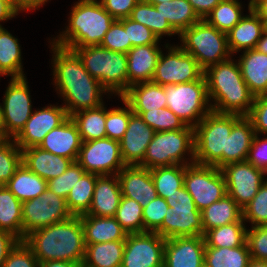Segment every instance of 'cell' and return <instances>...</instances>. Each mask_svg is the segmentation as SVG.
Instances as JSON below:
<instances>
[{
    "mask_svg": "<svg viewBox=\"0 0 267 267\" xmlns=\"http://www.w3.org/2000/svg\"><path fill=\"white\" fill-rule=\"evenodd\" d=\"M53 76L56 90L64 98L63 106L68 115L97 108L103 104L102 93L108 92L84 68L81 59L71 49L52 42Z\"/></svg>",
    "mask_w": 267,
    "mask_h": 267,
    "instance_id": "6da1fadb",
    "label": "cell"
},
{
    "mask_svg": "<svg viewBox=\"0 0 267 267\" xmlns=\"http://www.w3.org/2000/svg\"><path fill=\"white\" fill-rule=\"evenodd\" d=\"M24 242L32 249L39 263L67 261L82 265L85 256V240L79 216L36 229Z\"/></svg>",
    "mask_w": 267,
    "mask_h": 267,
    "instance_id": "7a4b0ae2",
    "label": "cell"
},
{
    "mask_svg": "<svg viewBox=\"0 0 267 267\" xmlns=\"http://www.w3.org/2000/svg\"><path fill=\"white\" fill-rule=\"evenodd\" d=\"M212 111L248 116L255 96L245 83L239 63L229 58L204 70Z\"/></svg>",
    "mask_w": 267,
    "mask_h": 267,
    "instance_id": "3957f363",
    "label": "cell"
},
{
    "mask_svg": "<svg viewBox=\"0 0 267 267\" xmlns=\"http://www.w3.org/2000/svg\"><path fill=\"white\" fill-rule=\"evenodd\" d=\"M70 12L66 30L52 41L66 49L100 45L115 19L97 0H79Z\"/></svg>",
    "mask_w": 267,
    "mask_h": 267,
    "instance_id": "277c9868",
    "label": "cell"
},
{
    "mask_svg": "<svg viewBox=\"0 0 267 267\" xmlns=\"http://www.w3.org/2000/svg\"><path fill=\"white\" fill-rule=\"evenodd\" d=\"M242 116L210 111L194 127V163L222 168L227 137Z\"/></svg>",
    "mask_w": 267,
    "mask_h": 267,
    "instance_id": "5b68a950",
    "label": "cell"
},
{
    "mask_svg": "<svg viewBox=\"0 0 267 267\" xmlns=\"http://www.w3.org/2000/svg\"><path fill=\"white\" fill-rule=\"evenodd\" d=\"M84 68L101 85L122 96L128 90L127 54L108 50L100 45L72 48Z\"/></svg>",
    "mask_w": 267,
    "mask_h": 267,
    "instance_id": "8992f818",
    "label": "cell"
},
{
    "mask_svg": "<svg viewBox=\"0 0 267 267\" xmlns=\"http://www.w3.org/2000/svg\"><path fill=\"white\" fill-rule=\"evenodd\" d=\"M186 152H190L191 163H186L183 157ZM194 152L193 127L186 126L180 130L155 132L152 141L147 146L143 162L139 166L152 169L163 166L190 165L194 163Z\"/></svg>",
    "mask_w": 267,
    "mask_h": 267,
    "instance_id": "52a82bcc",
    "label": "cell"
},
{
    "mask_svg": "<svg viewBox=\"0 0 267 267\" xmlns=\"http://www.w3.org/2000/svg\"><path fill=\"white\" fill-rule=\"evenodd\" d=\"M178 36L183 43L180 47L191 54L203 70L231 57L226 33L217 30L206 20L198 21Z\"/></svg>",
    "mask_w": 267,
    "mask_h": 267,
    "instance_id": "ba28073f",
    "label": "cell"
},
{
    "mask_svg": "<svg viewBox=\"0 0 267 267\" xmlns=\"http://www.w3.org/2000/svg\"><path fill=\"white\" fill-rule=\"evenodd\" d=\"M167 108L175 113L186 126L195 127L210 111L208 90L204 75L188 83L164 86ZM208 106V107H207Z\"/></svg>",
    "mask_w": 267,
    "mask_h": 267,
    "instance_id": "9c48e42d",
    "label": "cell"
},
{
    "mask_svg": "<svg viewBox=\"0 0 267 267\" xmlns=\"http://www.w3.org/2000/svg\"><path fill=\"white\" fill-rule=\"evenodd\" d=\"M166 202L169 208L155 233L164 239L204 235L202 214L184 186L168 196Z\"/></svg>",
    "mask_w": 267,
    "mask_h": 267,
    "instance_id": "30bf717a",
    "label": "cell"
},
{
    "mask_svg": "<svg viewBox=\"0 0 267 267\" xmlns=\"http://www.w3.org/2000/svg\"><path fill=\"white\" fill-rule=\"evenodd\" d=\"M184 187L200 212L227 194L221 169L197 163L185 165Z\"/></svg>",
    "mask_w": 267,
    "mask_h": 267,
    "instance_id": "8fae6325",
    "label": "cell"
},
{
    "mask_svg": "<svg viewBox=\"0 0 267 267\" xmlns=\"http://www.w3.org/2000/svg\"><path fill=\"white\" fill-rule=\"evenodd\" d=\"M72 216L66 199L46 188L39 197L22 202L23 241L32 231L65 221Z\"/></svg>",
    "mask_w": 267,
    "mask_h": 267,
    "instance_id": "7c38bea8",
    "label": "cell"
},
{
    "mask_svg": "<svg viewBox=\"0 0 267 267\" xmlns=\"http://www.w3.org/2000/svg\"><path fill=\"white\" fill-rule=\"evenodd\" d=\"M87 172L96 175H117L126 166L120 142L108 137L82 142L76 160Z\"/></svg>",
    "mask_w": 267,
    "mask_h": 267,
    "instance_id": "4fadbf2b",
    "label": "cell"
},
{
    "mask_svg": "<svg viewBox=\"0 0 267 267\" xmlns=\"http://www.w3.org/2000/svg\"><path fill=\"white\" fill-rule=\"evenodd\" d=\"M168 54L161 52L152 82L162 86L169 84L188 83L199 80L204 75V70L197 60L185 52L180 46H169Z\"/></svg>",
    "mask_w": 267,
    "mask_h": 267,
    "instance_id": "5bb4252c",
    "label": "cell"
},
{
    "mask_svg": "<svg viewBox=\"0 0 267 267\" xmlns=\"http://www.w3.org/2000/svg\"><path fill=\"white\" fill-rule=\"evenodd\" d=\"M26 78H11L4 94L2 119L4 138L14 139L32 115L31 97Z\"/></svg>",
    "mask_w": 267,
    "mask_h": 267,
    "instance_id": "9a60e30c",
    "label": "cell"
},
{
    "mask_svg": "<svg viewBox=\"0 0 267 267\" xmlns=\"http://www.w3.org/2000/svg\"><path fill=\"white\" fill-rule=\"evenodd\" d=\"M165 241L155 232L127 234L121 267H164Z\"/></svg>",
    "mask_w": 267,
    "mask_h": 267,
    "instance_id": "2e32d148",
    "label": "cell"
},
{
    "mask_svg": "<svg viewBox=\"0 0 267 267\" xmlns=\"http://www.w3.org/2000/svg\"><path fill=\"white\" fill-rule=\"evenodd\" d=\"M227 194L243 209L265 182L267 172L247 161L230 163L221 168Z\"/></svg>",
    "mask_w": 267,
    "mask_h": 267,
    "instance_id": "e0dca14e",
    "label": "cell"
},
{
    "mask_svg": "<svg viewBox=\"0 0 267 267\" xmlns=\"http://www.w3.org/2000/svg\"><path fill=\"white\" fill-rule=\"evenodd\" d=\"M69 117L63 106L50 105L35 110L14 141L21 150L39 146L48 132L59 127Z\"/></svg>",
    "mask_w": 267,
    "mask_h": 267,
    "instance_id": "ac0fdd59",
    "label": "cell"
},
{
    "mask_svg": "<svg viewBox=\"0 0 267 267\" xmlns=\"http://www.w3.org/2000/svg\"><path fill=\"white\" fill-rule=\"evenodd\" d=\"M205 241L203 236H186L166 239L164 267H202Z\"/></svg>",
    "mask_w": 267,
    "mask_h": 267,
    "instance_id": "d6986e66",
    "label": "cell"
},
{
    "mask_svg": "<svg viewBox=\"0 0 267 267\" xmlns=\"http://www.w3.org/2000/svg\"><path fill=\"white\" fill-rule=\"evenodd\" d=\"M155 131L143 118L135 113L130 115L127 130L120 142V151L125 165H140L143 162L147 146Z\"/></svg>",
    "mask_w": 267,
    "mask_h": 267,
    "instance_id": "ffe728a7",
    "label": "cell"
},
{
    "mask_svg": "<svg viewBox=\"0 0 267 267\" xmlns=\"http://www.w3.org/2000/svg\"><path fill=\"white\" fill-rule=\"evenodd\" d=\"M117 176L122 196L135 200L142 207L148 205L158 196L148 168L139 165H126Z\"/></svg>",
    "mask_w": 267,
    "mask_h": 267,
    "instance_id": "44dd1931",
    "label": "cell"
},
{
    "mask_svg": "<svg viewBox=\"0 0 267 267\" xmlns=\"http://www.w3.org/2000/svg\"><path fill=\"white\" fill-rule=\"evenodd\" d=\"M81 144L78 128L69 117L59 127L48 132L38 147L74 162L77 160Z\"/></svg>",
    "mask_w": 267,
    "mask_h": 267,
    "instance_id": "7402d4cb",
    "label": "cell"
},
{
    "mask_svg": "<svg viewBox=\"0 0 267 267\" xmlns=\"http://www.w3.org/2000/svg\"><path fill=\"white\" fill-rule=\"evenodd\" d=\"M161 52L158 45L134 46L127 52L128 89L152 81Z\"/></svg>",
    "mask_w": 267,
    "mask_h": 267,
    "instance_id": "603a6c76",
    "label": "cell"
},
{
    "mask_svg": "<svg viewBox=\"0 0 267 267\" xmlns=\"http://www.w3.org/2000/svg\"><path fill=\"white\" fill-rule=\"evenodd\" d=\"M121 197V187L117 175L98 176L96 178L91 207L83 215L114 217Z\"/></svg>",
    "mask_w": 267,
    "mask_h": 267,
    "instance_id": "cb8c5ba5",
    "label": "cell"
},
{
    "mask_svg": "<svg viewBox=\"0 0 267 267\" xmlns=\"http://www.w3.org/2000/svg\"><path fill=\"white\" fill-rule=\"evenodd\" d=\"M73 161L38 146L22 150V163L46 181L62 175Z\"/></svg>",
    "mask_w": 267,
    "mask_h": 267,
    "instance_id": "d4e9b609",
    "label": "cell"
},
{
    "mask_svg": "<svg viewBox=\"0 0 267 267\" xmlns=\"http://www.w3.org/2000/svg\"><path fill=\"white\" fill-rule=\"evenodd\" d=\"M249 15L243 16L227 35V44L231 54L254 49L262 37L266 25L248 5Z\"/></svg>",
    "mask_w": 267,
    "mask_h": 267,
    "instance_id": "484cf974",
    "label": "cell"
},
{
    "mask_svg": "<svg viewBox=\"0 0 267 267\" xmlns=\"http://www.w3.org/2000/svg\"><path fill=\"white\" fill-rule=\"evenodd\" d=\"M256 133L251 120L242 116L227 137L226 152H222V167L230 163L246 161Z\"/></svg>",
    "mask_w": 267,
    "mask_h": 267,
    "instance_id": "4316f807",
    "label": "cell"
},
{
    "mask_svg": "<svg viewBox=\"0 0 267 267\" xmlns=\"http://www.w3.org/2000/svg\"><path fill=\"white\" fill-rule=\"evenodd\" d=\"M243 52L238 60L242 77L255 97L264 95L267 91V54L256 49Z\"/></svg>",
    "mask_w": 267,
    "mask_h": 267,
    "instance_id": "83f0119b",
    "label": "cell"
},
{
    "mask_svg": "<svg viewBox=\"0 0 267 267\" xmlns=\"http://www.w3.org/2000/svg\"><path fill=\"white\" fill-rule=\"evenodd\" d=\"M82 221L85 245L125 240L127 232L121 227L115 217H99L80 215Z\"/></svg>",
    "mask_w": 267,
    "mask_h": 267,
    "instance_id": "f1b7e54d",
    "label": "cell"
},
{
    "mask_svg": "<svg viewBox=\"0 0 267 267\" xmlns=\"http://www.w3.org/2000/svg\"><path fill=\"white\" fill-rule=\"evenodd\" d=\"M121 97L129 104L132 111H154L167 107L164 86L152 81L130 86Z\"/></svg>",
    "mask_w": 267,
    "mask_h": 267,
    "instance_id": "f546056e",
    "label": "cell"
},
{
    "mask_svg": "<svg viewBox=\"0 0 267 267\" xmlns=\"http://www.w3.org/2000/svg\"><path fill=\"white\" fill-rule=\"evenodd\" d=\"M204 233L210 229L243 220L242 208L226 194L201 211Z\"/></svg>",
    "mask_w": 267,
    "mask_h": 267,
    "instance_id": "4dcf8cb0",
    "label": "cell"
},
{
    "mask_svg": "<svg viewBox=\"0 0 267 267\" xmlns=\"http://www.w3.org/2000/svg\"><path fill=\"white\" fill-rule=\"evenodd\" d=\"M125 240L86 245L82 267H121Z\"/></svg>",
    "mask_w": 267,
    "mask_h": 267,
    "instance_id": "1f68e13d",
    "label": "cell"
},
{
    "mask_svg": "<svg viewBox=\"0 0 267 267\" xmlns=\"http://www.w3.org/2000/svg\"><path fill=\"white\" fill-rule=\"evenodd\" d=\"M6 187L20 202H24L39 197L47 188V181L22 163L7 182Z\"/></svg>",
    "mask_w": 267,
    "mask_h": 267,
    "instance_id": "d6a6232c",
    "label": "cell"
},
{
    "mask_svg": "<svg viewBox=\"0 0 267 267\" xmlns=\"http://www.w3.org/2000/svg\"><path fill=\"white\" fill-rule=\"evenodd\" d=\"M0 230L23 241L22 202L5 186H0Z\"/></svg>",
    "mask_w": 267,
    "mask_h": 267,
    "instance_id": "836d02e7",
    "label": "cell"
},
{
    "mask_svg": "<svg viewBox=\"0 0 267 267\" xmlns=\"http://www.w3.org/2000/svg\"><path fill=\"white\" fill-rule=\"evenodd\" d=\"M76 124L82 142L105 138L106 108L104 104L97 108L82 110L70 115Z\"/></svg>",
    "mask_w": 267,
    "mask_h": 267,
    "instance_id": "e575fe53",
    "label": "cell"
},
{
    "mask_svg": "<svg viewBox=\"0 0 267 267\" xmlns=\"http://www.w3.org/2000/svg\"><path fill=\"white\" fill-rule=\"evenodd\" d=\"M154 7L179 35L201 20L188 0L165 1Z\"/></svg>",
    "mask_w": 267,
    "mask_h": 267,
    "instance_id": "d590c367",
    "label": "cell"
},
{
    "mask_svg": "<svg viewBox=\"0 0 267 267\" xmlns=\"http://www.w3.org/2000/svg\"><path fill=\"white\" fill-rule=\"evenodd\" d=\"M21 49L18 39L5 28L0 29V75L23 78Z\"/></svg>",
    "mask_w": 267,
    "mask_h": 267,
    "instance_id": "8d00e7d4",
    "label": "cell"
},
{
    "mask_svg": "<svg viewBox=\"0 0 267 267\" xmlns=\"http://www.w3.org/2000/svg\"><path fill=\"white\" fill-rule=\"evenodd\" d=\"M244 221H237L206 231L203 235L205 247L236 248L247 240V229Z\"/></svg>",
    "mask_w": 267,
    "mask_h": 267,
    "instance_id": "74e56055",
    "label": "cell"
},
{
    "mask_svg": "<svg viewBox=\"0 0 267 267\" xmlns=\"http://www.w3.org/2000/svg\"><path fill=\"white\" fill-rule=\"evenodd\" d=\"M250 260L247 242L236 248L205 247L204 265L207 267H248Z\"/></svg>",
    "mask_w": 267,
    "mask_h": 267,
    "instance_id": "f35d334b",
    "label": "cell"
},
{
    "mask_svg": "<svg viewBox=\"0 0 267 267\" xmlns=\"http://www.w3.org/2000/svg\"><path fill=\"white\" fill-rule=\"evenodd\" d=\"M99 175L93 173H85L80 180L71 188L66 198L69 211L73 216L86 214L91 207L96 178Z\"/></svg>",
    "mask_w": 267,
    "mask_h": 267,
    "instance_id": "ab89813d",
    "label": "cell"
},
{
    "mask_svg": "<svg viewBox=\"0 0 267 267\" xmlns=\"http://www.w3.org/2000/svg\"><path fill=\"white\" fill-rule=\"evenodd\" d=\"M129 18L149 28L158 39H161L163 35H178L167 20L156 11L154 5L143 0L136 4Z\"/></svg>",
    "mask_w": 267,
    "mask_h": 267,
    "instance_id": "60d3db41",
    "label": "cell"
},
{
    "mask_svg": "<svg viewBox=\"0 0 267 267\" xmlns=\"http://www.w3.org/2000/svg\"><path fill=\"white\" fill-rule=\"evenodd\" d=\"M150 173L158 196L164 199L184 186V165L155 167Z\"/></svg>",
    "mask_w": 267,
    "mask_h": 267,
    "instance_id": "b9f144b4",
    "label": "cell"
},
{
    "mask_svg": "<svg viewBox=\"0 0 267 267\" xmlns=\"http://www.w3.org/2000/svg\"><path fill=\"white\" fill-rule=\"evenodd\" d=\"M241 6L238 0H222L205 20L217 30L227 34L243 17Z\"/></svg>",
    "mask_w": 267,
    "mask_h": 267,
    "instance_id": "7bdbcfd3",
    "label": "cell"
},
{
    "mask_svg": "<svg viewBox=\"0 0 267 267\" xmlns=\"http://www.w3.org/2000/svg\"><path fill=\"white\" fill-rule=\"evenodd\" d=\"M114 217L127 234L144 232L143 207L135 200L122 196Z\"/></svg>",
    "mask_w": 267,
    "mask_h": 267,
    "instance_id": "ee69618b",
    "label": "cell"
},
{
    "mask_svg": "<svg viewBox=\"0 0 267 267\" xmlns=\"http://www.w3.org/2000/svg\"><path fill=\"white\" fill-rule=\"evenodd\" d=\"M21 164L22 150L14 139L3 138L0 141V186L7 184Z\"/></svg>",
    "mask_w": 267,
    "mask_h": 267,
    "instance_id": "f6af8a7d",
    "label": "cell"
},
{
    "mask_svg": "<svg viewBox=\"0 0 267 267\" xmlns=\"http://www.w3.org/2000/svg\"><path fill=\"white\" fill-rule=\"evenodd\" d=\"M140 115L143 121L155 132L184 129L186 125L169 108H158L154 111H132Z\"/></svg>",
    "mask_w": 267,
    "mask_h": 267,
    "instance_id": "bcb514c9",
    "label": "cell"
},
{
    "mask_svg": "<svg viewBox=\"0 0 267 267\" xmlns=\"http://www.w3.org/2000/svg\"><path fill=\"white\" fill-rule=\"evenodd\" d=\"M120 98L127 108L118 107L108 111L106 109V136L116 141H120L124 136L128 127L130 115L133 113L129 104L122 97Z\"/></svg>",
    "mask_w": 267,
    "mask_h": 267,
    "instance_id": "7dc6e473",
    "label": "cell"
},
{
    "mask_svg": "<svg viewBox=\"0 0 267 267\" xmlns=\"http://www.w3.org/2000/svg\"><path fill=\"white\" fill-rule=\"evenodd\" d=\"M242 211L244 221L254 226H267V179Z\"/></svg>",
    "mask_w": 267,
    "mask_h": 267,
    "instance_id": "c3c4849f",
    "label": "cell"
},
{
    "mask_svg": "<svg viewBox=\"0 0 267 267\" xmlns=\"http://www.w3.org/2000/svg\"><path fill=\"white\" fill-rule=\"evenodd\" d=\"M86 173L77 161L71 163L68 169L60 176L47 181V188L57 196L67 198L71 188Z\"/></svg>",
    "mask_w": 267,
    "mask_h": 267,
    "instance_id": "681fc988",
    "label": "cell"
},
{
    "mask_svg": "<svg viewBox=\"0 0 267 267\" xmlns=\"http://www.w3.org/2000/svg\"><path fill=\"white\" fill-rule=\"evenodd\" d=\"M128 36V43L134 46L158 45L159 39L144 25L131 20L129 17L119 20Z\"/></svg>",
    "mask_w": 267,
    "mask_h": 267,
    "instance_id": "f907efd6",
    "label": "cell"
},
{
    "mask_svg": "<svg viewBox=\"0 0 267 267\" xmlns=\"http://www.w3.org/2000/svg\"><path fill=\"white\" fill-rule=\"evenodd\" d=\"M168 208L166 199L160 196L143 207L144 232H155L162 225Z\"/></svg>",
    "mask_w": 267,
    "mask_h": 267,
    "instance_id": "816d5d0a",
    "label": "cell"
},
{
    "mask_svg": "<svg viewBox=\"0 0 267 267\" xmlns=\"http://www.w3.org/2000/svg\"><path fill=\"white\" fill-rule=\"evenodd\" d=\"M100 46L111 51L125 54L132 48V45L128 43V36L124 30V26L119 20L113 22Z\"/></svg>",
    "mask_w": 267,
    "mask_h": 267,
    "instance_id": "f5cc1de1",
    "label": "cell"
},
{
    "mask_svg": "<svg viewBox=\"0 0 267 267\" xmlns=\"http://www.w3.org/2000/svg\"><path fill=\"white\" fill-rule=\"evenodd\" d=\"M251 259L267 261V226H253L247 230L246 240Z\"/></svg>",
    "mask_w": 267,
    "mask_h": 267,
    "instance_id": "db71d44e",
    "label": "cell"
},
{
    "mask_svg": "<svg viewBox=\"0 0 267 267\" xmlns=\"http://www.w3.org/2000/svg\"><path fill=\"white\" fill-rule=\"evenodd\" d=\"M3 267H40V263L32 249L24 241H19L8 254Z\"/></svg>",
    "mask_w": 267,
    "mask_h": 267,
    "instance_id": "11a10c76",
    "label": "cell"
},
{
    "mask_svg": "<svg viewBox=\"0 0 267 267\" xmlns=\"http://www.w3.org/2000/svg\"><path fill=\"white\" fill-rule=\"evenodd\" d=\"M247 117L251 120L257 135L259 133L267 134V96L255 97L254 104Z\"/></svg>",
    "mask_w": 267,
    "mask_h": 267,
    "instance_id": "9f6ffc18",
    "label": "cell"
},
{
    "mask_svg": "<svg viewBox=\"0 0 267 267\" xmlns=\"http://www.w3.org/2000/svg\"><path fill=\"white\" fill-rule=\"evenodd\" d=\"M140 0H101L103 8L115 19L120 20L130 16L131 11Z\"/></svg>",
    "mask_w": 267,
    "mask_h": 267,
    "instance_id": "6f0895ef",
    "label": "cell"
},
{
    "mask_svg": "<svg viewBox=\"0 0 267 267\" xmlns=\"http://www.w3.org/2000/svg\"><path fill=\"white\" fill-rule=\"evenodd\" d=\"M246 161L267 172V137L260 140L258 135H255Z\"/></svg>",
    "mask_w": 267,
    "mask_h": 267,
    "instance_id": "680465c9",
    "label": "cell"
},
{
    "mask_svg": "<svg viewBox=\"0 0 267 267\" xmlns=\"http://www.w3.org/2000/svg\"><path fill=\"white\" fill-rule=\"evenodd\" d=\"M19 241L20 240L10 232L0 230V267H3L8 254Z\"/></svg>",
    "mask_w": 267,
    "mask_h": 267,
    "instance_id": "91938a15",
    "label": "cell"
},
{
    "mask_svg": "<svg viewBox=\"0 0 267 267\" xmlns=\"http://www.w3.org/2000/svg\"><path fill=\"white\" fill-rule=\"evenodd\" d=\"M222 0H188L201 20H205Z\"/></svg>",
    "mask_w": 267,
    "mask_h": 267,
    "instance_id": "94428289",
    "label": "cell"
},
{
    "mask_svg": "<svg viewBox=\"0 0 267 267\" xmlns=\"http://www.w3.org/2000/svg\"><path fill=\"white\" fill-rule=\"evenodd\" d=\"M48 0H10L13 10L18 14L20 11L38 9Z\"/></svg>",
    "mask_w": 267,
    "mask_h": 267,
    "instance_id": "6125c7cd",
    "label": "cell"
},
{
    "mask_svg": "<svg viewBox=\"0 0 267 267\" xmlns=\"http://www.w3.org/2000/svg\"><path fill=\"white\" fill-rule=\"evenodd\" d=\"M15 15L18 14L13 10L10 0H0V21L16 17Z\"/></svg>",
    "mask_w": 267,
    "mask_h": 267,
    "instance_id": "be15d7a7",
    "label": "cell"
},
{
    "mask_svg": "<svg viewBox=\"0 0 267 267\" xmlns=\"http://www.w3.org/2000/svg\"><path fill=\"white\" fill-rule=\"evenodd\" d=\"M251 9L267 25V0H256L251 6Z\"/></svg>",
    "mask_w": 267,
    "mask_h": 267,
    "instance_id": "e7e4bbea",
    "label": "cell"
},
{
    "mask_svg": "<svg viewBox=\"0 0 267 267\" xmlns=\"http://www.w3.org/2000/svg\"><path fill=\"white\" fill-rule=\"evenodd\" d=\"M40 267H82V266L78 263L54 260V261L42 262L40 263Z\"/></svg>",
    "mask_w": 267,
    "mask_h": 267,
    "instance_id": "03108f58",
    "label": "cell"
},
{
    "mask_svg": "<svg viewBox=\"0 0 267 267\" xmlns=\"http://www.w3.org/2000/svg\"><path fill=\"white\" fill-rule=\"evenodd\" d=\"M257 51L261 53L267 54V29L264 30L262 37L257 42L255 48Z\"/></svg>",
    "mask_w": 267,
    "mask_h": 267,
    "instance_id": "003e7915",
    "label": "cell"
},
{
    "mask_svg": "<svg viewBox=\"0 0 267 267\" xmlns=\"http://www.w3.org/2000/svg\"><path fill=\"white\" fill-rule=\"evenodd\" d=\"M248 267H267V261L251 259Z\"/></svg>",
    "mask_w": 267,
    "mask_h": 267,
    "instance_id": "a7ac6f4b",
    "label": "cell"
},
{
    "mask_svg": "<svg viewBox=\"0 0 267 267\" xmlns=\"http://www.w3.org/2000/svg\"><path fill=\"white\" fill-rule=\"evenodd\" d=\"M1 104H0V137L4 138V125H3V119H2V111H1Z\"/></svg>",
    "mask_w": 267,
    "mask_h": 267,
    "instance_id": "89a4df30",
    "label": "cell"
},
{
    "mask_svg": "<svg viewBox=\"0 0 267 267\" xmlns=\"http://www.w3.org/2000/svg\"><path fill=\"white\" fill-rule=\"evenodd\" d=\"M146 3L155 5V4H160V3H164L165 1L170 2L172 0H143Z\"/></svg>",
    "mask_w": 267,
    "mask_h": 267,
    "instance_id": "2644e50d",
    "label": "cell"
},
{
    "mask_svg": "<svg viewBox=\"0 0 267 267\" xmlns=\"http://www.w3.org/2000/svg\"><path fill=\"white\" fill-rule=\"evenodd\" d=\"M256 0H250L249 5L252 6Z\"/></svg>",
    "mask_w": 267,
    "mask_h": 267,
    "instance_id": "8c879c8a",
    "label": "cell"
}]
</instances>
